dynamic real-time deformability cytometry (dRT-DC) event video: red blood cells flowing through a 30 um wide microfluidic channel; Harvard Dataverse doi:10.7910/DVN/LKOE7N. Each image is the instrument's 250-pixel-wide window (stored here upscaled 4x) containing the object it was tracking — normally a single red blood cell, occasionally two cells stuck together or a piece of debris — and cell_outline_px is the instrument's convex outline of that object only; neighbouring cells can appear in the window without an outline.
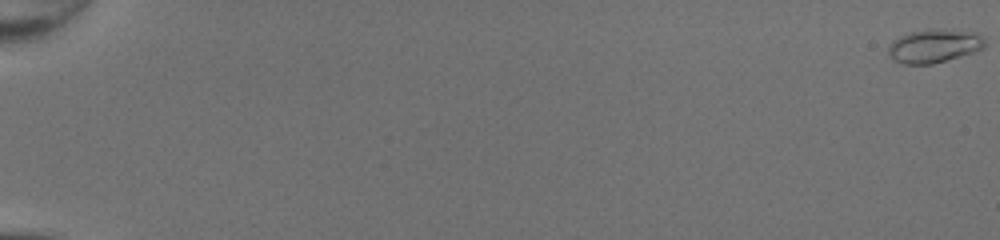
{"species": "common noctule bat (a hibernating species)", "species_latin": "Nyctalus noctula", "temperature_condition": "room temperature", "stored_images_in_passage": 52, "camera_frame_rate_fps": 3000, "um_per_image_px": 0.085, "animal": {"sex": "female", "body_mass_g": 20.0, "forearm_length_mm": 54.0}, "frame": {"image": 1, "passage_image": 1, "time_ms": 0.0, "image_size_px": [1000, 240], "cell_outline_px": [[984, 48], [960, 56], [932, 64], [904, 64], [896, 60], [888, 52], [888, 44], [892, 40], [908, 32], [928, 28], [940, 28], [980, 32], [984, 36]], "centroid_in_image_um": [79.42, 3.86], "position_along_channel_um": 5.6, "area_um2": 19.13}}
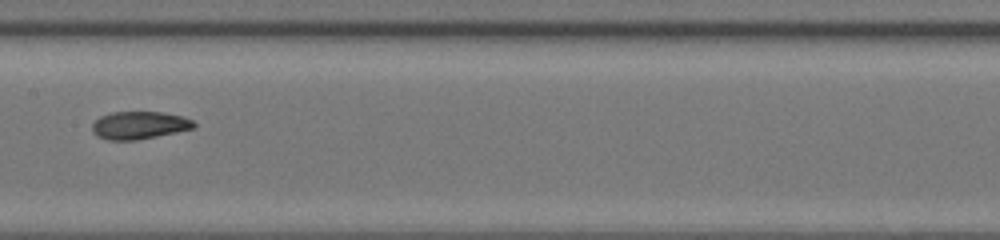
{"frame": {"image": 2, "passage_image": 30, "time_ms": 9.667, "image_size_px": [1000, 240], "cell_outline_px": [[196, 128], [136, 140], [108, 140], [96, 136], [92, 132], [92, 124], [100, 116], [112, 112], [164, 112], [184, 116], [192, 120], [196, 124]], "centroid_in_image_um": [11.84, 10.64], "position_along_channel_um": 195.6, "area_um2": 16.53}}
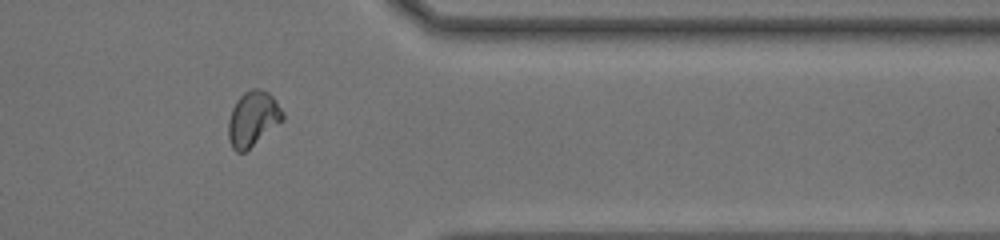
{"frame": {"image": 3, "passage_image": 44, "time_ms": 14.333, "image_size_px": [1000, 240], "cell_outline_px": [[284, 120], [244, 152], [236, 152], [232, 148], [228, 140], [228, 120], [232, 108], [236, 100], [244, 92], [252, 88], [260, 88], [268, 92], [276, 100], [284, 112]], "centroid_in_image_um": [21.49, 10.08], "position_along_channel_um": 389.9, "area_um2": 17.57}, "authors_computed_cell_mechanics": {"area_um2": 16.9354, "velocity_mm_per_s": 4.3353, "shape_relaxation_time_tau1_ms": 11.2121, "shape_relaxation_time_tau2_ms": 0.723, "deformation_change_tau1": 0.2949, "deformation_change_tau2": 0.0483}}